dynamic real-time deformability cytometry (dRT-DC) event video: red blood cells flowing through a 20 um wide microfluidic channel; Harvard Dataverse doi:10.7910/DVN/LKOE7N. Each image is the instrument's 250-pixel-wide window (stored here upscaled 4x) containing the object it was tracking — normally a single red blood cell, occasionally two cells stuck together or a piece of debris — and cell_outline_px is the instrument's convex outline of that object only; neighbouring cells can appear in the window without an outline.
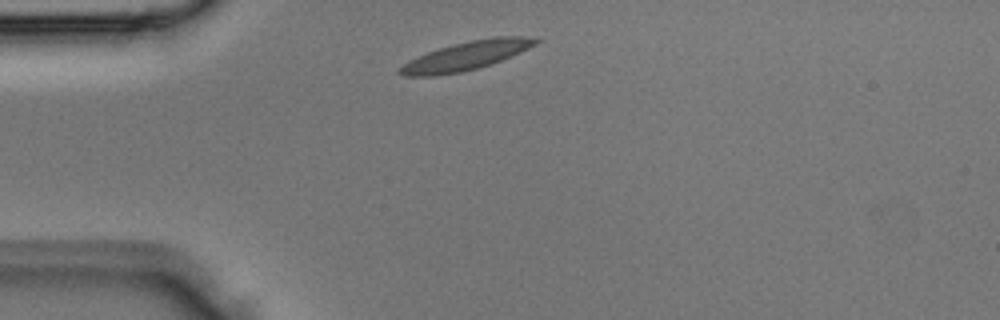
{"species": "Egyptian fruit bat (a non-hibernating species)", "species_latin": "Rousettus aegyptiacus", "temperature_condition": "room temperature", "stored_images_in_passage": 1, "camera_frame_rate_fps": 3000, "um_per_image_px": 0.085, "animal": {"sex": "male"}, "frame": {"image": 1, "passage_image": 1, "time_ms": 0.0, "image_size_px": [1000, 320], "cell_outline_px": [[540, 40], [536, 44], [520, 52], [492, 64], [460, 72], [436, 76], [404, 76], [396, 72], [408, 60], [428, 52], [452, 44], [472, 40], [496, 36], [524, 36]], "centroid_in_image_um": [39.6, 4.75], "position_along_channel_um": 45.4, "area_um2": 22.43}}